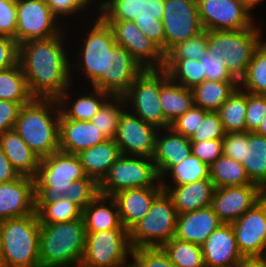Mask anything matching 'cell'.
Listing matches in <instances>:
<instances>
[{
  "instance_id": "32",
  "label": "cell",
  "mask_w": 266,
  "mask_h": 267,
  "mask_svg": "<svg viewBox=\"0 0 266 267\" xmlns=\"http://www.w3.org/2000/svg\"><path fill=\"white\" fill-rule=\"evenodd\" d=\"M68 88L65 93L58 99L61 113L71 120L77 121H90L99 111L101 106L109 100L110 94L98 90L92 89L93 91L87 95L79 96L77 100H72L71 105L67 104L69 101L70 91ZM104 97V98H103ZM104 99V100H103Z\"/></svg>"
},
{
  "instance_id": "3",
  "label": "cell",
  "mask_w": 266,
  "mask_h": 267,
  "mask_svg": "<svg viewBox=\"0 0 266 267\" xmlns=\"http://www.w3.org/2000/svg\"><path fill=\"white\" fill-rule=\"evenodd\" d=\"M85 246L83 218L63 223L40 224L41 267H80Z\"/></svg>"
},
{
  "instance_id": "57",
  "label": "cell",
  "mask_w": 266,
  "mask_h": 267,
  "mask_svg": "<svg viewBox=\"0 0 266 267\" xmlns=\"http://www.w3.org/2000/svg\"><path fill=\"white\" fill-rule=\"evenodd\" d=\"M19 176V173L13 168L9 159L0 147V183L16 180Z\"/></svg>"
},
{
  "instance_id": "29",
  "label": "cell",
  "mask_w": 266,
  "mask_h": 267,
  "mask_svg": "<svg viewBox=\"0 0 266 267\" xmlns=\"http://www.w3.org/2000/svg\"><path fill=\"white\" fill-rule=\"evenodd\" d=\"M0 147L19 175L36 177L40 157L28 147L14 128L0 135Z\"/></svg>"
},
{
  "instance_id": "61",
  "label": "cell",
  "mask_w": 266,
  "mask_h": 267,
  "mask_svg": "<svg viewBox=\"0 0 266 267\" xmlns=\"http://www.w3.org/2000/svg\"><path fill=\"white\" fill-rule=\"evenodd\" d=\"M3 243H2V221L0 220V267H2Z\"/></svg>"
},
{
  "instance_id": "5",
  "label": "cell",
  "mask_w": 266,
  "mask_h": 267,
  "mask_svg": "<svg viewBox=\"0 0 266 267\" xmlns=\"http://www.w3.org/2000/svg\"><path fill=\"white\" fill-rule=\"evenodd\" d=\"M38 214L2 221V267H41Z\"/></svg>"
},
{
  "instance_id": "14",
  "label": "cell",
  "mask_w": 266,
  "mask_h": 267,
  "mask_svg": "<svg viewBox=\"0 0 266 267\" xmlns=\"http://www.w3.org/2000/svg\"><path fill=\"white\" fill-rule=\"evenodd\" d=\"M161 20L165 30V55L178 43L204 30L196 0H164Z\"/></svg>"
},
{
  "instance_id": "50",
  "label": "cell",
  "mask_w": 266,
  "mask_h": 267,
  "mask_svg": "<svg viewBox=\"0 0 266 267\" xmlns=\"http://www.w3.org/2000/svg\"><path fill=\"white\" fill-rule=\"evenodd\" d=\"M205 71V79L213 81H237L227 70L226 60L221 55L204 53L199 60Z\"/></svg>"
},
{
  "instance_id": "15",
  "label": "cell",
  "mask_w": 266,
  "mask_h": 267,
  "mask_svg": "<svg viewBox=\"0 0 266 267\" xmlns=\"http://www.w3.org/2000/svg\"><path fill=\"white\" fill-rule=\"evenodd\" d=\"M112 29L114 40L125 48L145 69H162L165 54L134 23L125 20H105Z\"/></svg>"
},
{
  "instance_id": "36",
  "label": "cell",
  "mask_w": 266,
  "mask_h": 267,
  "mask_svg": "<svg viewBox=\"0 0 266 267\" xmlns=\"http://www.w3.org/2000/svg\"><path fill=\"white\" fill-rule=\"evenodd\" d=\"M247 92L239 87L217 111L226 133L246 131Z\"/></svg>"
},
{
  "instance_id": "24",
  "label": "cell",
  "mask_w": 266,
  "mask_h": 267,
  "mask_svg": "<svg viewBox=\"0 0 266 267\" xmlns=\"http://www.w3.org/2000/svg\"><path fill=\"white\" fill-rule=\"evenodd\" d=\"M163 187H142L125 189L115 193V199L122 226L129 231L149 212L154 199Z\"/></svg>"
},
{
  "instance_id": "27",
  "label": "cell",
  "mask_w": 266,
  "mask_h": 267,
  "mask_svg": "<svg viewBox=\"0 0 266 267\" xmlns=\"http://www.w3.org/2000/svg\"><path fill=\"white\" fill-rule=\"evenodd\" d=\"M163 190L171 197L178 214H183L211 206L215 186L209 177L185 185L163 187Z\"/></svg>"
},
{
  "instance_id": "62",
  "label": "cell",
  "mask_w": 266,
  "mask_h": 267,
  "mask_svg": "<svg viewBox=\"0 0 266 267\" xmlns=\"http://www.w3.org/2000/svg\"><path fill=\"white\" fill-rule=\"evenodd\" d=\"M109 1H111V0H103V1H101V2H98V3H100L99 4V7H98V10L97 11H100ZM86 2L89 4V6L90 5H92L93 4V2H95V0H86ZM103 2V3H102ZM92 3V4H91Z\"/></svg>"
},
{
  "instance_id": "34",
  "label": "cell",
  "mask_w": 266,
  "mask_h": 267,
  "mask_svg": "<svg viewBox=\"0 0 266 267\" xmlns=\"http://www.w3.org/2000/svg\"><path fill=\"white\" fill-rule=\"evenodd\" d=\"M249 179L266 192V137L256 132H248L242 160Z\"/></svg>"
},
{
  "instance_id": "26",
  "label": "cell",
  "mask_w": 266,
  "mask_h": 267,
  "mask_svg": "<svg viewBox=\"0 0 266 267\" xmlns=\"http://www.w3.org/2000/svg\"><path fill=\"white\" fill-rule=\"evenodd\" d=\"M222 224L211 206L178 214L174 238L202 246Z\"/></svg>"
},
{
  "instance_id": "7",
  "label": "cell",
  "mask_w": 266,
  "mask_h": 267,
  "mask_svg": "<svg viewBox=\"0 0 266 267\" xmlns=\"http://www.w3.org/2000/svg\"><path fill=\"white\" fill-rule=\"evenodd\" d=\"M178 212L171 197L162 191L147 215L129 230L132 249L162 247L175 236Z\"/></svg>"
},
{
  "instance_id": "9",
  "label": "cell",
  "mask_w": 266,
  "mask_h": 267,
  "mask_svg": "<svg viewBox=\"0 0 266 267\" xmlns=\"http://www.w3.org/2000/svg\"><path fill=\"white\" fill-rule=\"evenodd\" d=\"M142 187H162L153 158L122 154L99 184V193L113 196L125 189Z\"/></svg>"
},
{
  "instance_id": "38",
  "label": "cell",
  "mask_w": 266,
  "mask_h": 267,
  "mask_svg": "<svg viewBox=\"0 0 266 267\" xmlns=\"http://www.w3.org/2000/svg\"><path fill=\"white\" fill-rule=\"evenodd\" d=\"M163 68L173 82L187 89H192L206 80L203 65L199 60L165 59Z\"/></svg>"
},
{
  "instance_id": "25",
  "label": "cell",
  "mask_w": 266,
  "mask_h": 267,
  "mask_svg": "<svg viewBox=\"0 0 266 267\" xmlns=\"http://www.w3.org/2000/svg\"><path fill=\"white\" fill-rule=\"evenodd\" d=\"M204 265L233 267L242 254L239 252L232 224H222L202 245Z\"/></svg>"
},
{
  "instance_id": "33",
  "label": "cell",
  "mask_w": 266,
  "mask_h": 267,
  "mask_svg": "<svg viewBox=\"0 0 266 267\" xmlns=\"http://www.w3.org/2000/svg\"><path fill=\"white\" fill-rule=\"evenodd\" d=\"M238 87V81L204 80L191 89L194 105L217 112Z\"/></svg>"
},
{
  "instance_id": "23",
  "label": "cell",
  "mask_w": 266,
  "mask_h": 267,
  "mask_svg": "<svg viewBox=\"0 0 266 267\" xmlns=\"http://www.w3.org/2000/svg\"><path fill=\"white\" fill-rule=\"evenodd\" d=\"M161 130L165 131L161 135ZM159 129L156 135L155 153L153 161L159 179H164L167 172L192 153L190 138L175 132L171 127ZM167 130V131H166ZM165 135V136H164Z\"/></svg>"
},
{
  "instance_id": "28",
  "label": "cell",
  "mask_w": 266,
  "mask_h": 267,
  "mask_svg": "<svg viewBox=\"0 0 266 267\" xmlns=\"http://www.w3.org/2000/svg\"><path fill=\"white\" fill-rule=\"evenodd\" d=\"M121 155L120 148L114 139H107L77 154L87 177L94 179L98 184L106 177Z\"/></svg>"
},
{
  "instance_id": "19",
  "label": "cell",
  "mask_w": 266,
  "mask_h": 267,
  "mask_svg": "<svg viewBox=\"0 0 266 267\" xmlns=\"http://www.w3.org/2000/svg\"><path fill=\"white\" fill-rule=\"evenodd\" d=\"M232 227L242 256L266 255V194L233 222Z\"/></svg>"
},
{
  "instance_id": "21",
  "label": "cell",
  "mask_w": 266,
  "mask_h": 267,
  "mask_svg": "<svg viewBox=\"0 0 266 267\" xmlns=\"http://www.w3.org/2000/svg\"><path fill=\"white\" fill-rule=\"evenodd\" d=\"M34 213V178L20 175L16 180L0 183L1 221Z\"/></svg>"
},
{
  "instance_id": "31",
  "label": "cell",
  "mask_w": 266,
  "mask_h": 267,
  "mask_svg": "<svg viewBox=\"0 0 266 267\" xmlns=\"http://www.w3.org/2000/svg\"><path fill=\"white\" fill-rule=\"evenodd\" d=\"M160 104L170 124L194 105L191 89L173 82L164 68L161 69Z\"/></svg>"
},
{
  "instance_id": "40",
  "label": "cell",
  "mask_w": 266,
  "mask_h": 267,
  "mask_svg": "<svg viewBox=\"0 0 266 267\" xmlns=\"http://www.w3.org/2000/svg\"><path fill=\"white\" fill-rule=\"evenodd\" d=\"M238 83L245 92L266 95V41L257 48L245 75Z\"/></svg>"
},
{
  "instance_id": "56",
  "label": "cell",
  "mask_w": 266,
  "mask_h": 267,
  "mask_svg": "<svg viewBox=\"0 0 266 267\" xmlns=\"http://www.w3.org/2000/svg\"><path fill=\"white\" fill-rule=\"evenodd\" d=\"M51 12L60 18L69 16L72 14H77L85 8L88 7L86 0H46ZM79 11V12H78Z\"/></svg>"
},
{
  "instance_id": "22",
  "label": "cell",
  "mask_w": 266,
  "mask_h": 267,
  "mask_svg": "<svg viewBox=\"0 0 266 267\" xmlns=\"http://www.w3.org/2000/svg\"><path fill=\"white\" fill-rule=\"evenodd\" d=\"M107 138L91 121L67 119L62 113L59 122V151L78 154L106 141Z\"/></svg>"
},
{
  "instance_id": "11",
  "label": "cell",
  "mask_w": 266,
  "mask_h": 267,
  "mask_svg": "<svg viewBox=\"0 0 266 267\" xmlns=\"http://www.w3.org/2000/svg\"><path fill=\"white\" fill-rule=\"evenodd\" d=\"M132 250L126 229L86 232V246L80 267H119L128 261Z\"/></svg>"
},
{
  "instance_id": "18",
  "label": "cell",
  "mask_w": 266,
  "mask_h": 267,
  "mask_svg": "<svg viewBox=\"0 0 266 267\" xmlns=\"http://www.w3.org/2000/svg\"><path fill=\"white\" fill-rule=\"evenodd\" d=\"M158 130L126 109L119 120L114 141L123 155L153 158Z\"/></svg>"
},
{
  "instance_id": "64",
  "label": "cell",
  "mask_w": 266,
  "mask_h": 267,
  "mask_svg": "<svg viewBox=\"0 0 266 267\" xmlns=\"http://www.w3.org/2000/svg\"><path fill=\"white\" fill-rule=\"evenodd\" d=\"M204 267H222V266H209V265H204Z\"/></svg>"
},
{
  "instance_id": "6",
  "label": "cell",
  "mask_w": 266,
  "mask_h": 267,
  "mask_svg": "<svg viewBox=\"0 0 266 267\" xmlns=\"http://www.w3.org/2000/svg\"><path fill=\"white\" fill-rule=\"evenodd\" d=\"M260 31L256 25L241 30L208 31L207 53L221 55L226 60L228 72L239 82L264 41Z\"/></svg>"
},
{
  "instance_id": "49",
  "label": "cell",
  "mask_w": 266,
  "mask_h": 267,
  "mask_svg": "<svg viewBox=\"0 0 266 267\" xmlns=\"http://www.w3.org/2000/svg\"><path fill=\"white\" fill-rule=\"evenodd\" d=\"M266 115V95L247 92L246 131L255 132Z\"/></svg>"
},
{
  "instance_id": "58",
  "label": "cell",
  "mask_w": 266,
  "mask_h": 267,
  "mask_svg": "<svg viewBox=\"0 0 266 267\" xmlns=\"http://www.w3.org/2000/svg\"><path fill=\"white\" fill-rule=\"evenodd\" d=\"M233 267H266V255L242 256Z\"/></svg>"
},
{
  "instance_id": "46",
  "label": "cell",
  "mask_w": 266,
  "mask_h": 267,
  "mask_svg": "<svg viewBox=\"0 0 266 267\" xmlns=\"http://www.w3.org/2000/svg\"><path fill=\"white\" fill-rule=\"evenodd\" d=\"M131 257L136 267H176L161 247L136 248Z\"/></svg>"
},
{
  "instance_id": "48",
  "label": "cell",
  "mask_w": 266,
  "mask_h": 267,
  "mask_svg": "<svg viewBox=\"0 0 266 267\" xmlns=\"http://www.w3.org/2000/svg\"><path fill=\"white\" fill-rule=\"evenodd\" d=\"M209 111L193 105L185 114L174 120L170 127L177 133L190 138L201 125Z\"/></svg>"
},
{
  "instance_id": "47",
  "label": "cell",
  "mask_w": 266,
  "mask_h": 267,
  "mask_svg": "<svg viewBox=\"0 0 266 267\" xmlns=\"http://www.w3.org/2000/svg\"><path fill=\"white\" fill-rule=\"evenodd\" d=\"M226 135L218 112L209 111L196 132L190 137V142H200L223 139Z\"/></svg>"
},
{
  "instance_id": "51",
  "label": "cell",
  "mask_w": 266,
  "mask_h": 267,
  "mask_svg": "<svg viewBox=\"0 0 266 267\" xmlns=\"http://www.w3.org/2000/svg\"><path fill=\"white\" fill-rule=\"evenodd\" d=\"M248 144V132H229L222 139V153L224 156L242 162Z\"/></svg>"
},
{
  "instance_id": "16",
  "label": "cell",
  "mask_w": 266,
  "mask_h": 267,
  "mask_svg": "<svg viewBox=\"0 0 266 267\" xmlns=\"http://www.w3.org/2000/svg\"><path fill=\"white\" fill-rule=\"evenodd\" d=\"M206 31L241 30L255 25L251 12L238 0H196Z\"/></svg>"
},
{
  "instance_id": "52",
  "label": "cell",
  "mask_w": 266,
  "mask_h": 267,
  "mask_svg": "<svg viewBox=\"0 0 266 267\" xmlns=\"http://www.w3.org/2000/svg\"><path fill=\"white\" fill-rule=\"evenodd\" d=\"M192 154L198 157L207 166L223 155L222 139L191 142Z\"/></svg>"
},
{
  "instance_id": "53",
  "label": "cell",
  "mask_w": 266,
  "mask_h": 267,
  "mask_svg": "<svg viewBox=\"0 0 266 267\" xmlns=\"http://www.w3.org/2000/svg\"><path fill=\"white\" fill-rule=\"evenodd\" d=\"M16 27V0H0V35L14 38Z\"/></svg>"
},
{
  "instance_id": "42",
  "label": "cell",
  "mask_w": 266,
  "mask_h": 267,
  "mask_svg": "<svg viewBox=\"0 0 266 267\" xmlns=\"http://www.w3.org/2000/svg\"><path fill=\"white\" fill-rule=\"evenodd\" d=\"M127 108L123 96H111L90 120L107 139H114L119 120Z\"/></svg>"
},
{
  "instance_id": "8",
  "label": "cell",
  "mask_w": 266,
  "mask_h": 267,
  "mask_svg": "<svg viewBox=\"0 0 266 267\" xmlns=\"http://www.w3.org/2000/svg\"><path fill=\"white\" fill-rule=\"evenodd\" d=\"M163 13L164 0H111L99 14L104 20L134 21L165 54Z\"/></svg>"
},
{
  "instance_id": "41",
  "label": "cell",
  "mask_w": 266,
  "mask_h": 267,
  "mask_svg": "<svg viewBox=\"0 0 266 267\" xmlns=\"http://www.w3.org/2000/svg\"><path fill=\"white\" fill-rule=\"evenodd\" d=\"M167 173L170 174L173 183L169 185L164 179L160 180L161 186L174 187L209 178V166L191 153L188 158L174 165Z\"/></svg>"
},
{
  "instance_id": "59",
  "label": "cell",
  "mask_w": 266,
  "mask_h": 267,
  "mask_svg": "<svg viewBox=\"0 0 266 267\" xmlns=\"http://www.w3.org/2000/svg\"><path fill=\"white\" fill-rule=\"evenodd\" d=\"M250 12L264 0H238Z\"/></svg>"
},
{
  "instance_id": "39",
  "label": "cell",
  "mask_w": 266,
  "mask_h": 267,
  "mask_svg": "<svg viewBox=\"0 0 266 267\" xmlns=\"http://www.w3.org/2000/svg\"><path fill=\"white\" fill-rule=\"evenodd\" d=\"M176 267H204L202 246L172 238L162 247Z\"/></svg>"
},
{
  "instance_id": "44",
  "label": "cell",
  "mask_w": 266,
  "mask_h": 267,
  "mask_svg": "<svg viewBox=\"0 0 266 267\" xmlns=\"http://www.w3.org/2000/svg\"><path fill=\"white\" fill-rule=\"evenodd\" d=\"M208 47V31L203 30L190 39L178 43L166 55L165 59L200 60Z\"/></svg>"
},
{
  "instance_id": "10",
  "label": "cell",
  "mask_w": 266,
  "mask_h": 267,
  "mask_svg": "<svg viewBox=\"0 0 266 267\" xmlns=\"http://www.w3.org/2000/svg\"><path fill=\"white\" fill-rule=\"evenodd\" d=\"M161 69H145L123 95L127 109L134 115L158 129L170 127L165 119L161 104Z\"/></svg>"
},
{
  "instance_id": "12",
  "label": "cell",
  "mask_w": 266,
  "mask_h": 267,
  "mask_svg": "<svg viewBox=\"0 0 266 267\" xmlns=\"http://www.w3.org/2000/svg\"><path fill=\"white\" fill-rule=\"evenodd\" d=\"M17 27L14 40L18 45L28 40L59 36L63 27L46 0H16Z\"/></svg>"
},
{
  "instance_id": "35",
  "label": "cell",
  "mask_w": 266,
  "mask_h": 267,
  "mask_svg": "<svg viewBox=\"0 0 266 267\" xmlns=\"http://www.w3.org/2000/svg\"><path fill=\"white\" fill-rule=\"evenodd\" d=\"M209 177L215 188L254 184L242 163L227 156H220L209 166Z\"/></svg>"
},
{
  "instance_id": "55",
  "label": "cell",
  "mask_w": 266,
  "mask_h": 267,
  "mask_svg": "<svg viewBox=\"0 0 266 267\" xmlns=\"http://www.w3.org/2000/svg\"><path fill=\"white\" fill-rule=\"evenodd\" d=\"M9 100H0V135L5 131L13 129L23 105Z\"/></svg>"
},
{
  "instance_id": "37",
  "label": "cell",
  "mask_w": 266,
  "mask_h": 267,
  "mask_svg": "<svg viewBox=\"0 0 266 267\" xmlns=\"http://www.w3.org/2000/svg\"><path fill=\"white\" fill-rule=\"evenodd\" d=\"M33 99L19 62L0 71V100L30 103Z\"/></svg>"
},
{
  "instance_id": "1",
  "label": "cell",
  "mask_w": 266,
  "mask_h": 267,
  "mask_svg": "<svg viewBox=\"0 0 266 267\" xmlns=\"http://www.w3.org/2000/svg\"><path fill=\"white\" fill-rule=\"evenodd\" d=\"M63 34L19 45L18 62L34 98L59 99L71 86L72 66Z\"/></svg>"
},
{
  "instance_id": "13",
  "label": "cell",
  "mask_w": 266,
  "mask_h": 267,
  "mask_svg": "<svg viewBox=\"0 0 266 267\" xmlns=\"http://www.w3.org/2000/svg\"><path fill=\"white\" fill-rule=\"evenodd\" d=\"M95 23L89 28L86 38H83L81 57L76 64L79 71L89 79L93 85L104 73H107L108 51L117 44L114 40L112 29L107 22L98 14Z\"/></svg>"
},
{
  "instance_id": "60",
  "label": "cell",
  "mask_w": 266,
  "mask_h": 267,
  "mask_svg": "<svg viewBox=\"0 0 266 267\" xmlns=\"http://www.w3.org/2000/svg\"><path fill=\"white\" fill-rule=\"evenodd\" d=\"M255 132L266 137V115L264 116L260 126Z\"/></svg>"
},
{
  "instance_id": "20",
  "label": "cell",
  "mask_w": 266,
  "mask_h": 267,
  "mask_svg": "<svg viewBox=\"0 0 266 267\" xmlns=\"http://www.w3.org/2000/svg\"><path fill=\"white\" fill-rule=\"evenodd\" d=\"M266 192L258 185L215 188L211 207L224 224H232L258 203Z\"/></svg>"
},
{
  "instance_id": "17",
  "label": "cell",
  "mask_w": 266,
  "mask_h": 267,
  "mask_svg": "<svg viewBox=\"0 0 266 267\" xmlns=\"http://www.w3.org/2000/svg\"><path fill=\"white\" fill-rule=\"evenodd\" d=\"M144 70L125 48L116 44L108 51L107 73L102 74L92 88L111 96H123Z\"/></svg>"
},
{
  "instance_id": "45",
  "label": "cell",
  "mask_w": 266,
  "mask_h": 267,
  "mask_svg": "<svg viewBox=\"0 0 266 267\" xmlns=\"http://www.w3.org/2000/svg\"><path fill=\"white\" fill-rule=\"evenodd\" d=\"M99 194V184L94 179L86 177L73 181L63 198L68 199L83 211Z\"/></svg>"
},
{
  "instance_id": "43",
  "label": "cell",
  "mask_w": 266,
  "mask_h": 267,
  "mask_svg": "<svg viewBox=\"0 0 266 267\" xmlns=\"http://www.w3.org/2000/svg\"><path fill=\"white\" fill-rule=\"evenodd\" d=\"M35 212L40 224L63 223L83 218V211L63 197L51 204H35Z\"/></svg>"
},
{
  "instance_id": "30",
  "label": "cell",
  "mask_w": 266,
  "mask_h": 267,
  "mask_svg": "<svg viewBox=\"0 0 266 267\" xmlns=\"http://www.w3.org/2000/svg\"><path fill=\"white\" fill-rule=\"evenodd\" d=\"M106 203L109 205L106 206ZM82 217L86 232L125 229L120 220L117 203L112 196L99 194L83 210Z\"/></svg>"
},
{
  "instance_id": "63",
  "label": "cell",
  "mask_w": 266,
  "mask_h": 267,
  "mask_svg": "<svg viewBox=\"0 0 266 267\" xmlns=\"http://www.w3.org/2000/svg\"><path fill=\"white\" fill-rule=\"evenodd\" d=\"M119 267H136L135 265H134V263H126V265L125 264H123L122 266H119Z\"/></svg>"
},
{
  "instance_id": "2",
  "label": "cell",
  "mask_w": 266,
  "mask_h": 267,
  "mask_svg": "<svg viewBox=\"0 0 266 267\" xmlns=\"http://www.w3.org/2000/svg\"><path fill=\"white\" fill-rule=\"evenodd\" d=\"M60 115L58 99L34 98L19 112L14 129L40 159L59 151Z\"/></svg>"
},
{
  "instance_id": "4",
  "label": "cell",
  "mask_w": 266,
  "mask_h": 267,
  "mask_svg": "<svg viewBox=\"0 0 266 267\" xmlns=\"http://www.w3.org/2000/svg\"><path fill=\"white\" fill-rule=\"evenodd\" d=\"M86 177L77 154L57 151L42 157L34 178L35 204H51L60 200L73 181Z\"/></svg>"
},
{
  "instance_id": "54",
  "label": "cell",
  "mask_w": 266,
  "mask_h": 267,
  "mask_svg": "<svg viewBox=\"0 0 266 267\" xmlns=\"http://www.w3.org/2000/svg\"><path fill=\"white\" fill-rule=\"evenodd\" d=\"M19 45L14 38L0 35V71L18 63Z\"/></svg>"
}]
</instances>
